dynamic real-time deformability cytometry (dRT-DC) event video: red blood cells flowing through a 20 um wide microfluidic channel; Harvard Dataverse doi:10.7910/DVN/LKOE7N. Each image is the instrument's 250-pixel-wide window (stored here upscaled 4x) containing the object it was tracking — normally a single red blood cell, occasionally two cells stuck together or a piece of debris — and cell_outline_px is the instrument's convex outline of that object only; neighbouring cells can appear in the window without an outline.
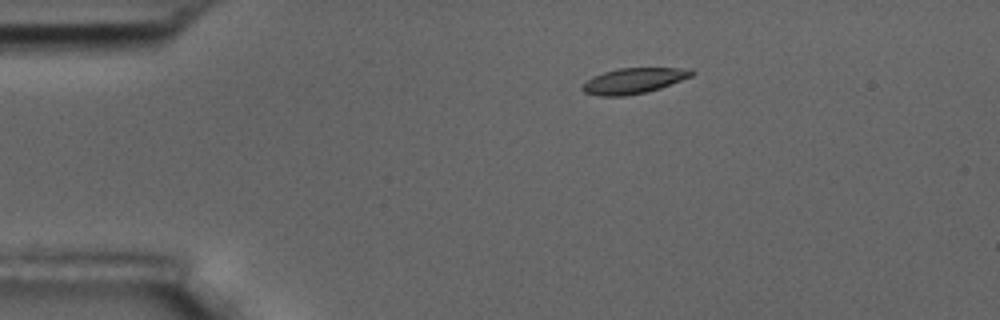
{"species": "common noctule bat (a hibernating species)", "species_latin": "Nyctalus noctula", "temperature_condition": "room temperature", "stored_images_in_passage": 15, "camera_frame_rate_fps": 3000, "um_per_image_px": 0.085, "animal": {"sex": "male", "body_mass_g": 17.5, "forearm_length_mm": 52.3}, "frame": {"image": 1, "passage_image": 3, "time_ms": 3.333, "image_size_px": [1000, 320], "cell_outline_px": [[696, 72], [692, 76], [660, 88], [648, 92], [624, 96], [600, 96], [584, 92], [580, 88], [592, 76], [604, 72], [620, 68], [692, 68]], "centroid_in_image_um": [53.89, 6.86], "position_along_channel_um": 31.1, "area_um2": 16.3}}
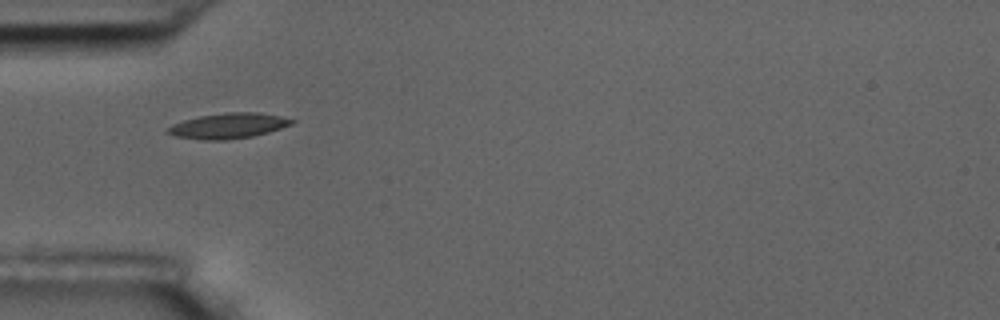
{"frame": {"image": 2, "passage_image": 5, "time_ms": 5.667, "image_size_px": [1000, 320], "cell_outline_px": [[296, 120], [292, 124], [268, 132], [252, 136], [224, 140], [204, 140], [176, 136], [164, 132], [164, 128], [172, 124], [184, 120], [200, 116], [224, 112], [256, 112], [280, 116]], "centroid_in_image_um": [19.35, 10.69], "position_along_channel_um": 65.6, "area_um2": 18.32}}
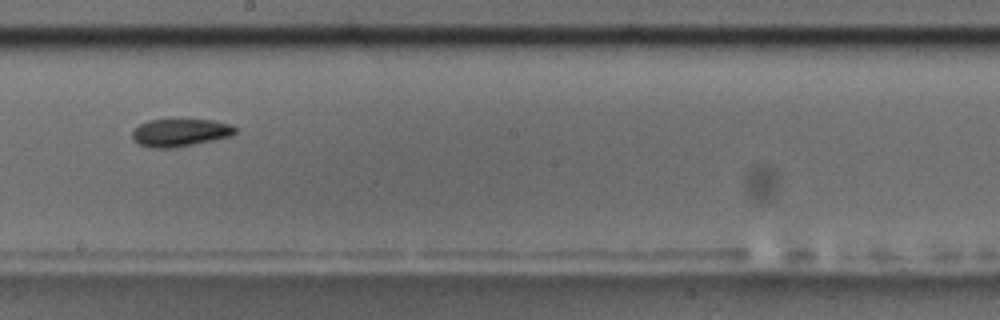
{"frame": {"image": 3, "passage_image": 9, "time_ms": 10.333, "image_size_px": [1000, 320], "cell_outline_px": [[240, 128], [232, 136], [172, 148], [148, 148], [132, 140], [132, 128], [148, 120], [212, 120], [228, 124]], "centroid_in_image_um": [15.28, 11.27], "position_along_channel_um": 232.9, "area_um2": 16.65}, "authors_computed_cell_mechanics": {"area_um2": 16.473, "velocity_mm_per_s": 3.6024, "shape_relaxation_time_tau1_ms": null, "shape_relaxation_time_tau2_ms": 6.6959, "deformation_change_tau1": null, "deformation_change_tau2": 0.1039}}